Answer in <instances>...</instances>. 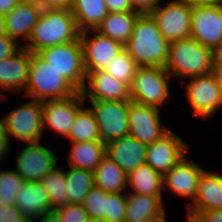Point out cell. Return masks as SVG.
I'll return each mask as SVG.
<instances>
[{"mask_svg":"<svg viewBox=\"0 0 222 222\" xmlns=\"http://www.w3.org/2000/svg\"><path fill=\"white\" fill-rule=\"evenodd\" d=\"M169 45L153 17L143 14L136 19L132 35L124 48L139 66L164 67Z\"/></svg>","mask_w":222,"mask_h":222,"instance_id":"6da1fadb","label":"cell"},{"mask_svg":"<svg viewBox=\"0 0 222 222\" xmlns=\"http://www.w3.org/2000/svg\"><path fill=\"white\" fill-rule=\"evenodd\" d=\"M87 222H110V221L104 217L102 218L89 217Z\"/></svg>","mask_w":222,"mask_h":222,"instance_id":"f5cc1de1","label":"cell"},{"mask_svg":"<svg viewBox=\"0 0 222 222\" xmlns=\"http://www.w3.org/2000/svg\"><path fill=\"white\" fill-rule=\"evenodd\" d=\"M132 193L158 197L163 202V176L144 163L127 174V187Z\"/></svg>","mask_w":222,"mask_h":222,"instance_id":"d4e9b609","label":"cell"},{"mask_svg":"<svg viewBox=\"0 0 222 222\" xmlns=\"http://www.w3.org/2000/svg\"><path fill=\"white\" fill-rule=\"evenodd\" d=\"M187 88V101L194 109V116L207 117L215 114L222 107V89L211 73L191 77Z\"/></svg>","mask_w":222,"mask_h":222,"instance_id":"8fae6325","label":"cell"},{"mask_svg":"<svg viewBox=\"0 0 222 222\" xmlns=\"http://www.w3.org/2000/svg\"><path fill=\"white\" fill-rule=\"evenodd\" d=\"M16 170L24 181H41L55 166L57 157L49 147L38 143H28L17 154Z\"/></svg>","mask_w":222,"mask_h":222,"instance_id":"5bb4252c","label":"cell"},{"mask_svg":"<svg viewBox=\"0 0 222 222\" xmlns=\"http://www.w3.org/2000/svg\"><path fill=\"white\" fill-rule=\"evenodd\" d=\"M7 136L26 144L41 142L43 135L42 102L34 99L13 109L0 119Z\"/></svg>","mask_w":222,"mask_h":222,"instance_id":"52a82bcc","label":"cell"},{"mask_svg":"<svg viewBox=\"0 0 222 222\" xmlns=\"http://www.w3.org/2000/svg\"><path fill=\"white\" fill-rule=\"evenodd\" d=\"M10 142L11 140H9V137L7 136L0 123V164L3 163V158H5V156L11 149Z\"/></svg>","mask_w":222,"mask_h":222,"instance_id":"ee69618b","label":"cell"},{"mask_svg":"<svg viewBox=\"0 0 222 222\" xmlns=\"http://www.w3.org/2000/svg\"><path fill=\"white\" fill-rule=\"evenodd\" d=\"M138 68L139 65L124 48L111 60L107 67H105L104 71L116 80L123 82L130 87Z\"/></svg>","mask_w":222,"mask_h":222,"instance_id":"d6a6232c","label":"cell"},{"mask_svg":"<svg viewBox=\"0 0 222 222\" xmlns=\"http://www.w3.org/2000/svg\"><path fill=\"white\" fill-rule=\"evenodd\" d=\"M22 47L20 42L12 39L9 35L0 36V61L13 56Z\"/></svg>","mask_w":222,"mask_h":222,"instance_id":"f35d334b","label":"cell"},{"mask_svg":"<svg viewBox=\"0 0 222 222\" xmlns=\"http://www.w3.org/2000/svg\"><path fill=\"white\" fill-rule=\"evenodd\" d=\"M38 4L45 10L70 9L72 0H38Z\"/></svg>","mask_w":222,"mask_h":222,"instance_id":"b9f144b4","label":"cell"},{"mask_svg":"<svg viewBox=\"0 0 222 222\" xmlns=\"http://www.w3.org/2000/svg\"><path fill=\"white\" fill-rule=\"evenodd\" d=\"M190 37L214 49L222 41V2L192 7Z\"/></svg>","mask_w":222,"mask_h":222,"instance_id":"7c38bea8","label":"cell"},{"mask_svg":"<svg viewBox=\"0 0 222 222\" xmlns=\"http://www.w3.org/2000/svg\"><path fill=\"white\" fill-rule=\"evenodd\" d=\"M187 215L196 217L200 212L222 208V175L204 170L198 181L193 203H186Z\"/></svg>","mask_w":222,"mask_h":222,"instance_id":"ffe728a7","label":"cell"},{"mask_svg":"<svg viewBox=\"0 0 222 222\" xmlns=\"http://www.w3.org/2000/svg\"><path fill=\"white\" fill-rule=\"evenodd\" d=\"M166 213L165 210L158 216H155L154 218L147 219L143 222H165L166 221Z\"/></svg>","mask_w":222,"mask_h":222,"instance_id":"f907efd6","label":"cell"},{"mask_svg":"<svg viewBox=\"0 0 222 222\" xmlns=\"http://www.w3.org/2000/svg\"><path fill=\"white\" fill-rule=\"evenodd\" d=\"M109 13L134 12L129 0H105Z\"/></svg>","mask_w":222,"mask_h":222,"instance_id":"60d3db41","label":"cell"},{"mask_svg":"<svg viewBox=\"0 0 222 222\" xmlns=\"http://www.w3.org/2000/svg\"><path fill=\"white\" fill-rule=\"evenodd\" d=\"M31 62V51L22 47L13 56L0 61V97L4 98V91L21 92L25 90L29 66Z\"/></svg>","mask_w":222,"mask_h":222,"instance_id":"d6986e66","label":"cell"},{"mask_svg":"<svg viewBox=\"0 0 222 222\" xmlns=\"http://www.w3.org/2000/svg\"><path fill=\"white\" fill-rule=\"evenodd\" d=\"M126 193H108V206L106 219L110 222H125V211L127 207Z\"/></svg>","mask_w":222,"mask_h":222,"instance_id":"d590c367","label":"cell"},{"mask_svg":"<svg viewBox=\"0 0 222 222\" xmlns=\"http://www.w3.org/2000/svg\"><path fill=\"white\" fill-rule=\"evenodd\" d=\"M42 11L43 8L38 3L19 2L16 7L5 14L7 35L17 42L20 41V38L29 40Z\"/></svg>","mask_w":222,"mask_h":222,"instance_id":"7402d4cb","label":"cell"},{"mask_svg":"<svg viewBox=\"0 0 222 222\" xmlns=\"http://www.w3.org/2000/svg\"><path fill=\"white\" fill-rule=\"evenodd\" d=\"M41 183L49 193L50 210H57L68 204L65 170L55 166L41 179Z\"/></svg>","mask_w":222,"mask_h":222,"instance_id":"1f68e13d","label":"cell"},{"mask_svg":"<svg viewBox=\"0 0 222 222\" xmlns=\"http://www.w3.org/2000/svg\"><path fill=\"white\" fill-rule=\"evenodd\" d=\"M212 74L214 75L216 82L219 84L220 88L222 89V67L214 66Z\"/></svg>","mask_w":222,"mask_h":222,"instance_id":"681fc988","label":"cell"},{"mask_svg":"<svg viewBox=\"0 0 222 222\" xmlns=\"http://www.w3.org/2000/svg\"><path fill=\"white\" fill-rule=\"evenodd\" d=\"M79 36L80 31L70 9H43L23 47L37 53L47 47L76 41Z\"/></svg>","mask_w":222,"mask_h":222,"instance_id":"7a4b0ae2","label":"cell"},{"mask_svg":"<svg viewBox=\"0 0 222 222\" xmlns=\"http://www.w3.org/2000/svg\"><path fill=\"white\" fill-rule=\"evenodd\" d=\"M192 7L177 0L158 4L150 13L169 43L190 37Z\"/></svg>","mask_w":222,"mask_h":222,"instance_id":"9c48e42d","label":"cell"},{"mask_svg":"<svg viewBox=\"0 0 222 222\" xmlns=\"http://www.w3.org/2000/svg\"><path fill=\"white\" fill-rule=\"evenodd\" d=\"M24 182L14 170L0 171V205H16L17 192Z\"/></svg>","mask_w":222,"mask_h":222,"instance_id":"836d02e7","label":"cell"},{"mask_svg":"<svg viewBox=\"0 0 222 222\" xmlns=\"http://www.w3.org/2000/svg\"><path fill=\"white\" fill-rule=\"evenodd\" d=\"M164 67L172 78H180V83L185 77L209 74L214 67L213 49L201 45L192 37L171 42Z\"/></svg>","mask_w":222,"mask_h":222,"instance_id":"3957f363","label":"cell"},{"mask_svg":"<svg viewBox=\"0 0 222 222\" xmlns=\"http://www.w3.org/2000/svg\"><path fill=\"white\" fill-rule=\"evenodd\" d=\"M158 108L130 100L128 104L129 136L150 144L166 135L170 130L162 126Z\"/></svg>","mask_w":222,"mask_h":222,"instance_id":"30bf717a","label":"cell"},{"mask_svg":"<svg viewBox=\"0 0 222 222\" xmlns=\"http://www.w3.org/2000/svg\"><path fill=\"white\" fill-rule=\"evenodd\" d=\"M213 61L214 66L222 67V41L217 47L213 49Z\"/></svg>","mask_w":222,"mask_h":222,"instance_id":"c3c4849f","label":"cell"},{"mask_svg":"<svg viewBox=\"0 0 222 222\" xmlns=\"http://www.w3.org/2000/svg\"><path fill=\"white\" fill-rule=\"evenodd\" d=\"M187 220H188V222H200L197 218L191 217V216H188V215H187Z\"/></svg>","mask_w":222,"mask_h":222,"instance_id":"db71d44e","label":"cell"},{"mask_svg":"<svg viewBox=\"0 0 222 222\" xmlns=\"http://www.w3.org/2000/svg\"><path fill=\"white\" fill-rule=\"evenodd\" d=\"M147 144L132 136L121 137L106 144V156L127 174L146 161Z\"/></svg>","mask_w":222,"mask_h":222,"instance_id":"44dd1931","label":"cell"},{"mask_svg":"<svg viewBox=\"0 0 222 222\" xmlns=\"http://www.w3.org/2000/svg\"><path fill=\"white\" fill-rule=\"evenodd\" d=\"M37 54L60 72L79 92L84 88L86 71L80 39L41 49Z\"/></svg>","mask_w":222,"mask_h":222,"instance_id":"8992f818","label":"cell"},{"mask_svg":"<svg viewBox=\"0 0 222 222\" xmlns=\"http://www.w3.org/2000/svg\"><path fill=\"white\" fill-rule=\"evenodd\" d=\"M70 11L80 32L95 30L109 13L105 0H72Z\"/></svg>","mask_w":222,"mask_h":222,"instance_id":"4316f807","label":"cell"},{"mask_svg":"<svg viewBox=\"0 0 222 222\" xmlns=\"http://www.w3.org/2000/svg\"><path fill=\"white\" fill-rule=\"evenodd\" d=\"M81 92L85 100L86 98L106 101L131 100L129 87L104 70L86 71V81Z\"/></svg>","mask_w":222,"mask_h":222,"instance_id":"ac0fdd59","label":"cell"},{"mask_svg":"<svg viewBox=\"0 0 222 222\" xmlns=\"http://www.w3.org/2000/svg\"><path fill=\"white\" fill-rule=\"evenodd\" d=\"M140 15L137 12L108 13L95 31L125 45L132 35L136 19Z\"/></svg>","mask_w":222,"mask_h":222,"instance_id":"484cf974","label":"cell"},{"mask_svg":"<svg viewBox=\"0 0 222 222\" xmlns=\"http://www.w3.org/2000/svg\"><path fill=\"white\" fill-rule=\"evenodd\" d=\"M28 217L16 206L0 205V222H24Z\"/></svg>","mask_w":222,"mask_h":222,"instance_id":"74e56055","label":"cell"},{"mask_svg":"<svg viewBox=\"0 0 222 222\" xmlns=\"http://www.w3.org/2000/svg\"><path fill=\"white\" fill-rule=\"evenodd\" d=\"M73 143L101 140L94 113L83 105L71 125L68 137Z\"/></svg>","mask_w":222,"mask_h":222,"instance_id":"4dcf8cb0","label":"cell"},{"mask_svg":"<svg viewBox=\"0 0 222 222\" xmlns=\"http://www.w3.org/2000/svg\"><path fill=\"white\" fill-rule=\"evenodd\" d=\"M79 91L60 72L45 62L37 53L31 52L25 97L36 101L64 99Z\"/></svg>","mask_w":222,"mask_h":222,"instance_id":"277c9868","label":"cell"},{"mask_svg":"<svg viewBox=\"0 0 222 222\" xmlns=\"http://www.w3.org/2000/svg\"><path fill=\"white\" fill-rule=\"evenodd\" d=\"M6 34L5 14L0 13V36Z\"/></svg>","mask_w":222,"mask_h":222,"instance_id":"816d5d0a","label":"cell"},{"mask_svg":"<svg viewBox=\"0 0 222 222\" xmlns=\"http://www.w3.org/2000/svg\"><path fill=\"white\" fill-rule=\"evenodd\" d=\"M100 139L103 143L129 136L128 104L130 101L89 100Z\"/></svg>","mask_w":222,"mask_h":222,"instance_id":"ba28073f","label":"cell"},{"mask_svg":"<svg viewBox=\"0 0 222 222\" xmlns=\"http://www.w3.org/2000/svg\"><path fill=\"white\" fill-rule=\"evenodd\" d=\"M16 196V206L28 218L36 219L50 211L49 193L41 181H25Z\"/></svg>","mask_w":222,"mask_h":222,"instance_id":"603a6c76","label":"cell"},{"mask_svg":"<svg viewBox=\"0 0 222 222\" xmlns=\"http://www.w3.org/2000/svg\"><path fill=\"white\" fill-rule=\"evenodd\" d=\"M93 174L94 186L107 193L125 192L127 188V173L108 156L101 160Z\"/></svg>","mask_w":222,"mask_h":222,"instance_id":"83f0119b","label":"cell"},{"mask_svg":"<svg viewBox=\"0 0 222 222\" xmlns=\"http://www.w3.org/2000/svg\"><path fill=\"white\" fill-rule=\"evenodd\" d=\"M89 217L106 218L108 193L93 186L82 203Z\"/></svg>","mask_w":222,"mask_h":222,"instance_id":"e575fe53","label":"cell"},{"mask_svg":"<svg viewBox=\"0 0 222 222\" xmlns=\"http://www.w3.org/2000/svg\"><path fill=\"white\" fill-rule=\"evenodd\" d=\"M126 200L125 222H143L160 215L164 211V202L158 197L128 193Z\"/></svg>","mask_w":222,"mask_h":222,"instance_id":"f1b7e54d","label":"cell"},{"mask_svg":"<svg viewBox=\"0 0 222 222\" xmlns=\"http://www.w3.org/2000/svg\"><path fill=\"white\" fill-rule=\"evenodd\" d=\"M19 2V0H0V13L10 12Z\"/></svg>","mask_w":222,"mask_h":222,"instance_id":"7dc6e473","label":"cell"},{"mask_svg":"<svg viewBox=\"0 0 222 222\" xmlns=\"http://www.w3.org/2000/svg\"><path fill=\"white\" fill-rule=\"evenodd\" d=\"M187 6L197 7L202 5H211L215 3L222 2V0H177Z\"/></svg>","mask_w":222,"mask_h":222,"instance_id":"bcb514c9","label":"cell"},{"mask_svg":"<svg viewBox=\"0 0 222 222\" xmlns=\"http://www.w3.org/2000/svg\"><path fill=\"white\" fill-rule=\"evenodd\" d=\"M35 220L39 222H61L58 212L56 210H50L44 212L41 216H38Z\"/></svg>","mask_w":222,"mask_h":222,"instance_id":"f6af8a7d","label":"cell"},{"mask_svg":"<svg viewBox=\"0 0 222 222\" xmlns=\"http://www.w3.org/2000/svg\"><path fill=\"white\" fill-rule=\"evenodd\" d=\"M132 10L141 15L150 14L160 3V0H129Z\"/></svg>","mask_w":222,"mask_h":222,"instance_id":"ab89813d","label":"cell"},{"mask_svg":"<svg viewBox=\"0 0 222 222\" xmlns=\"http://www.w3.org/2000/svg\"><path fill=\"white\" fill-rule=\"evenodd\" d=\"M85 102L82 92L64 99L43 101V132L49 127L54 133L68 137L71 125Z\"/></svg>","mask_w":222,"mask_h":222,"instance_id":"4fadbf2b","label":"cell"},{"mask_svg":"<svg viewBox=\"0 0 222 222\" xmlns=\"http://www.w3.org/2000/svg\"><path fill=\"white\" fill-rule=\"evenodd\" d=\"M71 145L67 158L69 165L74 168L93 172L106 156V144L101 140L71 142Z\"/></svg>","mask_w":222,"mask_h":222,"instance_id":"cb8c5ba5","label":"cell"},{"mask_svg":"<svg viewBox=\"0 0 222 222\" xmlns=\"http://www.w3.org/2000/svg\"><path fill=\"white\" fill-rule=\"evenodd\" d=\"M20 2H34L38 3V0H19Z\"/></svg>","mask_w":222,"mask_h":222,"instance_id":"11a10c76","label":"cell"},{"mask_svg":"<svg viewBox=\"0 0 222 222\" xmlns=\"http://www.w3.org/2000/svg\"><path fill=\"white\" fill-rule=\"evenodd\" d=\"M24 222H36V220L35 219H32V218H28L26 221H24Z\"/></svg>","mask_w":222,"mask_h":222,"instance_id":"9f6ffc18","label":"cell"},{"mask_svg":"<svg viewBox=\"0 0 222 222\" xmlns=\"http://www.w3.org/2000/svg\"><path fill=\"white\" fill-rule=\"evenodd\" d=\"M195 218L200 222H222V208L202 211Z\"/></svg>","mask_w":222,"mask_h":222,"instance_id":"7bdbcfd3","label":"cell"},{"mask_svg":"<svg viewBox=\"0 0 222 222\" xmlns=\"http://www.w3.org/2000/svg\"><path fill=\"white\" fill-rule=\"evenodd\" d=\"M68 204H82L94 186L93 172L71 167L65 171Z\"/></svg>","mask_w":222,"mask_h":222,"instance_id":"f546056e","label":"cell"},{"mask_svg":"<svg viewBox=\"0 0 222 222\" xmlns=\"http://www.w3.org/2000/svg\"><path fill=\"white\" fill-rule=\"evenodd\" d=\"M170 78L165 67L139 66L129 87L131 100L160 109L170 97Z\"/></svg>","mask_w":222,"mask_h":222,"instance_id":"5b68a950","label":"cell"},{"mask_svg":"<svg viewBox=\"0 0 222 222\" xmlns=\"http://www.w3.org/2000/svg\"><path fill=\"white\" fill-rule=\"evenodd\" d=\"M94 33L88 36V33ZM80 32L79 39L83 48L85 71L104 70L111 60L124 49V45L110 37L101 35L95 30Z\"/></svg>","mask_w":222,"mask_h":222,"instance_id":"9a60e30c","label":"cell"},{"mask_svg":"<svg viewBox=\"0 0 222 222\" xmlns=\"http://www.w3.org/2000/svg\"><path fill=\"white\" fill-rule=\"evenodd\" d=\"M56 211L61 222H87L89 218L82 204H67Z\"/></svg>","mask_w":222,"mask_h":222,"instance_id":"8d00e7d4","label":"cell"},{"mask_svg":"<svg viewBox=\"0 0 222 222\" xmlns=\"http://www.w3.org/2000/svg\"><path fill=\"white\" fill-rule=\"evenodd\" d=\"M188 146L170 130L161 139L147 145L145 163L163 176L187 154Z\"/></svg>","mask_w":222,"mask_h":222,"instance_id":"2e32d148","label":"cell"},{"mask_svg":"<svg viewBox=\"0 0 222 222\" xmlns=\"http://www.w3.org/2000/svg\"><path fill=\"white\" fill-rule=\"evenodd\" d=\"M204 169L184 155L174 167L163 175V191H171L186 199L195 200L198 181ZM167 187V188H166Z\"/></svg>","mask_w":222,"mask_h":222,"instance_id":"e0dca14e","label":"cell"}]
</instances>
